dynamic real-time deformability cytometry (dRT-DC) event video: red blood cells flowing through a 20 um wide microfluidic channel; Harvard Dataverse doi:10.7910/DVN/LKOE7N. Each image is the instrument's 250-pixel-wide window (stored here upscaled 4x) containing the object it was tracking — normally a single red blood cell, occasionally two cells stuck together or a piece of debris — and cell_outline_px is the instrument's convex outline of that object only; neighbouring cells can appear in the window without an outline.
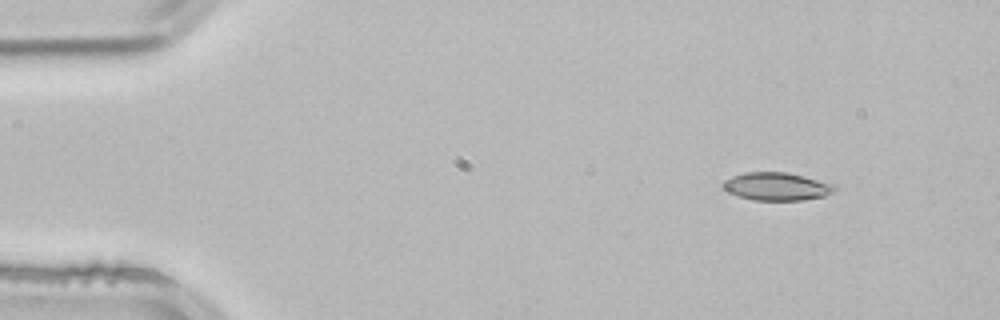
{"species": "common noctule bat (a hibernating species)", "species_latin": "Nyctalus noctula", "temperature_condition": "room temperature", "stored_images_in_passage": 2, "camera_frame_rate_fps": 3000, "um_per_image_px": 0.085, "animal": {"sex": "male", "body_mass_g": 21.5, "forearm_length_mm": 52.0}, "frame": {"image": 1, "passage_image": 1, "time_ms": 0.0, "image_size_px": [1000, 320], "cell_outline_px": [[836, 188], [832, 192], [824, 196], [804, 200], [752, 200], [728, 192], [720, 188], [720, 184], [724, 180], [732, 176], [744, 172], [788, 172], [836, 184]], "centroid_in_image_um": [65.99, 15.84], "position_along_channel_um": 19.0, "area_um2": 18.38}}
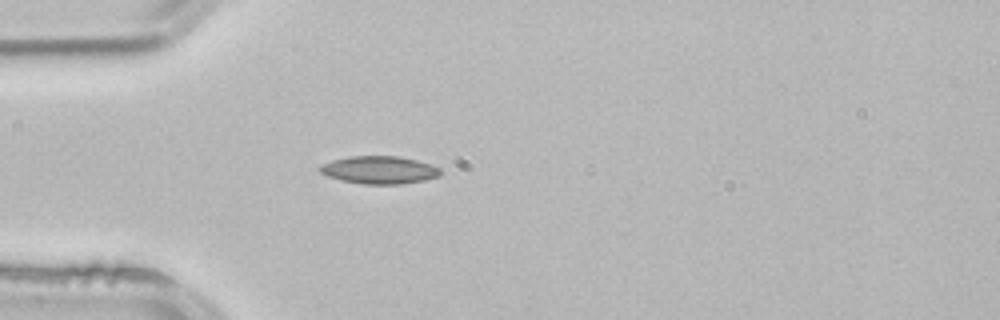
{"frame": {"image": 2, "passage_image": 2, "time_ms": 0.333, "image_size_px": [1000, 320], "cell_outline_px": [[440, 176], [424, 180], [400, 184], [360, 184], [340, 180], [328, 176], [320, 172], [316, 168], [320, 164], [332, 160], [348, 156], [400, 156], [432, 164], [440, 168]], "centroid_in_image_um": [32.2, 14.44], "position_along_channel_um": 52.8, "area_um2": 19.71}}